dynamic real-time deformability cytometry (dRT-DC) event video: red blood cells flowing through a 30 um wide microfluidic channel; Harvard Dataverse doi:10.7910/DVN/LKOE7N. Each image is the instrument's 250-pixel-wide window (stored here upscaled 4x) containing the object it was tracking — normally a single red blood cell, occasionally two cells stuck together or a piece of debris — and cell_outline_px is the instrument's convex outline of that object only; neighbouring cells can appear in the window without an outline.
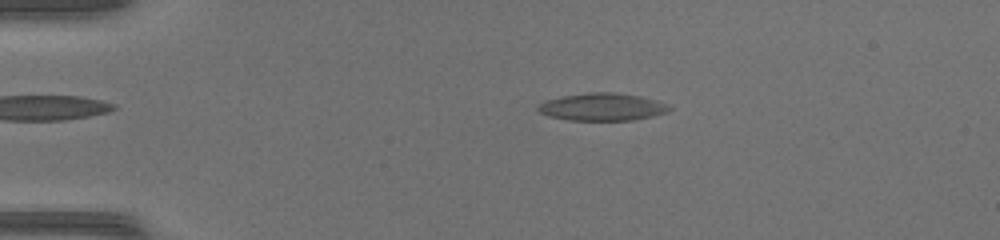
{"species": "common noctule bat (a hibernating species)", "species_latin": "Nyctalus noctula", "temperature_condition": "warm", "stored_images_in_passage": 48, "camera_frame_rate_fps": 3000, "um_per_image_px": 0.085, "animal": {"sex": "female", "body_mass_g": 17.0, "forearm_length_mm": 48.0}, "frame": {"image": 1, "passage_image": 10, "time_ms": 3.0, "image_size_px": [1000, 240], "cell_outline_px": [[672, 108], [668, 112], [652, 116], [632, 120], [568, 120], [548, 116], [540, 112], [536, 108], [544, 100], [564, 96], [588, 92], [612, 92], [640, 96], [656, 100]], "centroid_in_image_um": [51.17, 9.09], "position_along_channel_um": 33.8, "area_um2": 20.92}}
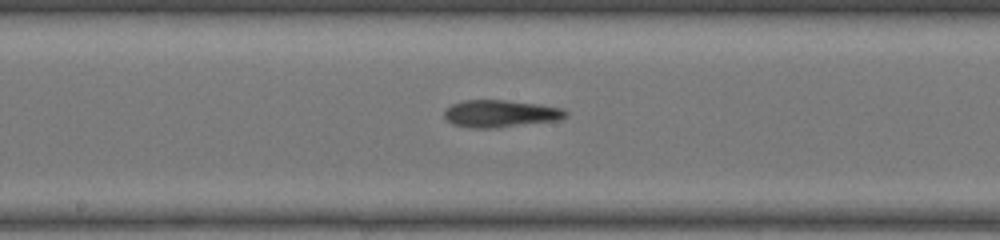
{"frame": {"image": 2, "passage_image": 26, "time_ms": 8.333, "image_size_px": [1000, 240], "cell_outline_px": [[568, 116], [560, 120], [496, 128], [472, 128], [452, 124], [444, 116], [444, 112], [452, 104], [464, 100], [504, 100], [540, 104], [564, 108], [568, 112]], "centroid_in_image_um": [42.59, 9.66], "position_along_channel_um": 205.6, "area_um2": 19.42}}
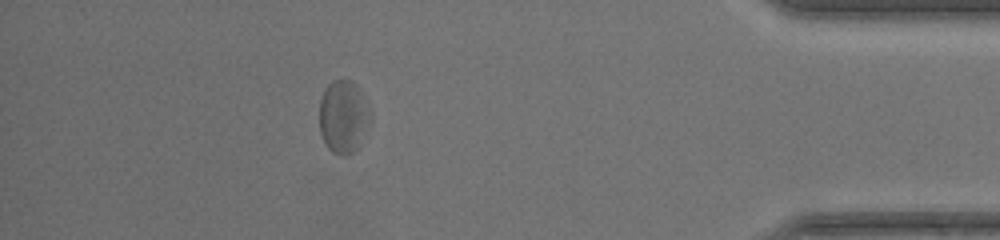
{"frame": {"image": 3, "passage_image": 43, "time_ms": 14.0, "image_size_px": [1000, 240], "cell_outline_px": [[372, 120], [360, 144], [352, 152], [344, 156], [332, 152], [324, 144], [320, 132], [320, 100], [328, 84], [332, 80], [352, 80], [356, 84], [372, 112]], "centroid_in_image_um": [29.21, 9.93], "position_along_channel_um": 406.0, "area_um2": 21.85}, "authors_computed_cell_mechanics": {"area_um2": 20.519, "velocity_mm_per_s": 4.3081, "shape_relaxation_time_tau1_ms": 4.5479, "shape_relaxation_time_tau2_ms": 3.0764, "deformation_change_tau1": 0.142, "deformation_change_tau2": 0.1011}}